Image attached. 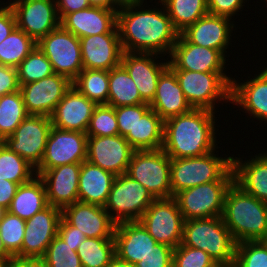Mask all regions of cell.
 Instances as JSON below:
<instances>
[{
  "label": "cell",
  "mask_w": 267,
  "mask_h": 267,
  "mask_svg": "<svg viewBox=\"0 0 267 267\" xmlns=\"http://www.w3.org/2000/svg\"><path fill=\"white\" fill-rule=\"evenodd\" d=\"M144 2L122 3L117 12L122 50L170 55L180 33L174 28L162 3L161 8H156V5L153 9H145Z\"/></svg>",
  "instance_id": "obj_1"
},
{
  "label": "cell",
  "mask_w": 267,
  "mask_h": 267,
  "mask_svg": "<svg viewBox=\"0 0 267 267\" xmlns=\"http://www.w3.org/2000/svg\"><path fill=\"white\" fill-rule=\"evenodd\" d=\"M215 113L193 108L164 120L162 150L174 159L199 157L217 150Z\"/></svg>",
  "instance_id": "obj_2"
},
{
  "label": "cell",
  "mask_w": 267,
  "mask_h": 267,
  "mask_svg": "<svg viewBox=\"0 0 267 267\" xmlns=\"http://www.w3.org/2000/svg\"><path fill=\"white\" fill-rule=\"evenodd\" d=\"M221 217L236 244L260 241L267 234V203L248 194L235 182L225 195Z\"/></svg>",
  "instance_id": "obj_3"
},
{
  "label": "cell",
  "mask_w": 267,
  "mask_h": 267,
  "mask_svg": "<svg viewBox=\"0 0 267 267\" xmlns=\"http://www.w3.org/2000/svg\"><path fill=\"white\" fill-rule=\"evenodd\" d=\"M212 151L190 158H171L172 197L178 192L213 181H234L232 156L221 157Z\"/></svg>",
  "instance_id": "obj_4"
},
{
  "label": "cell",
  "mask_w": 267,
  "mask_h": 267,
  "mask_svg": "<svg viewBox=\"0 0 267 267\" xmlns=\"http://www.w3.org/2000/svg\"><path fill=\"white\" fill-rule=\"evenodd\" d=\"M181 244L201 249L215 262H234L236 242L221 216L184 222Z\"/></svg>",
  "instance_id": "obj_5"
},
{
  "label": "cell",
  "mask_w": 267,
  "mask_h": 267,
  "mask_svg": "<svg viewBox=\"0 0 267 267\" xmlns=\"http://www.w3.org/2000/svg\"><path fill=\"white\" fill-rule=\"evenodd\" d=\"M172 71L192 108L216 112L217 103L231 102L233 78L226 72Z\"/></svg>",
  "instance_id": "obj_6"
},
{
  "label": "cell",
  "mask_w": 267,
  "mask_h": 267,
  "mask_svg": "<svg viewBox=\"0 0 267 267\" xmlns=\"http://www.w3.org/2000/svg\"><path fill=\"white\" fill-rule=\"evenodd\" d=\"M170 167L171 158L162 149L134 151L126 174L155 199L171 198Z\"/></svg>",
  "instance_id": "obj_7"
},
{
  "label": "cell",
  "mask_w": 267,
  "mask_h": 267,
  "mask_svg": "<svg viewBox=\"0 0 267 267\" xmlns=\"http://www.w3.org/2000/svg\"><path fill=\"white\" fill-rule=\"evenodd\" d=\"M154 200L142 184L125 173L116 176L104 209L116 223L138 221Z\"/></svg>",
  "instance_id": "obj_8"
},
{
  "label": "cell",
  "mask_w": 267,
  "mask_h": 267,
  "mask_svg": "<svg viewBox=\"0 0 267 267\" xmlns=\"http://www.w3.org/2000/svg\"><path fill=\"white\" fill-rule=\"evenodd\" d=\"M234 181H213L178 192L176 199L184 220L222 216L225 195Z\"/></svg>",
  "instance_id": "obj_9"
},
{
  "label": "cell",
  "mask_w": 267,
  "mask_h": 267,
  "mask_svg": "<svg viewBox=\"0 0 267 267\" xmlns=\"http://www.w3.org/2000/svg\"><path fill=\"white\" fill-rule=\"evenodd\" d=\"M57 74L73 81L83 70L80 39L61 25L37 42Z\"/></svg>",
  "instance_id": "obj_10"
},
{
  "label": "cell",
  "mask_w": 267,
  "mask_h": 267,
  "mask_svg": "<svg viewBox=\"0 0 267 267\" xmlns=\"http://www.w3.org/2000/svg\"><path fill=\"white\" fill-rule=\"evenodd\" d=\"M158 243L181 244L184 218L174 197L155 199L138 220Z\"/></svg>",
  "instance_id": "obj_11"
},
{
  "label": "cell",
  "mask_w": 267,
  "mask_h": 267,
  "mask_svg": "<svg viewBox=\"0 0 267 267\" xmlns=\"http://www.w3.org/2000/svg\"><path fill=\"white\" fill-rule=\"evenodd\" d=\"M51 128L49 116L28 115L2 142L36 168L43 158Z\"/></svg>",
  "instance_id": "obj_12"
},
{
  "label": "cell",
  "mask_w": 267,
  "mask_h": 267,
  "mask_svg": "<svg viewBox=\"0 0 267 267\" xmlns=\"http://www.w3.org/2000/svg\"><path fill=\"white\" fill-rule=\"evenodd\" d=\"M6 3L13 10L16 27L36 43L60 26L56 0H12Z\"/></svg>",
  "instance_id": "obj_13"
},
{
  "label": "cell",
  "mask_w": 267,
  "mask_h": 267,
  "mask_svg": "<svg viewBox=\"0 0 267 267\" xmlns=\"http://www.w3.org/2000/svg\"><path fill=\"white\" fill-rule=\"evenodd\" d=\"M86 133L51 128L44 155L36 171H46L57 166L82 163L87 157Z\"/></svg>",
  "instance_id": "obj_14"
},
{
  "label": "cell",
  "mask_w": 267,
  "mask_h": 267,
  "mask_svg": "<svg viewBox=\"0 0 267 267\" xmlns=\"http://www.w3.org/2000/svg\"><path fill=\"white\" fill-rule=\"evenodd\" d=\"M72 81L54 73L38 81L20 85L28 115L51 116L56 105L71 88Z\"/></svg>",
  "instance_id": "obj_15"
},
{
  "label": "cell",
  "mask_w": 267,
  "mask_h": 267,
  "mask_svg": "<svg viewBox=\"0 0 267 267\" xmlns=\"http://www.w3.org/2000/svg\"><path fill=\"white\" fill-rule=\"evenodd\" d=\"M167 57L171 70L225 72L228 69V59L219 50L190 43L181 33Z\"/></svg>",
  "instance_id": "obj_16"
},
{
  "label": "cell",
  "mask_w": 267,
  "mask_h": 267,
  "mask_svg": "<svg viewBox=\"0 0 267 267\" xmlns=\"http://www.w3.org/2000/svg\"><path fill=\"white\" fill-rule=\"evenodd\" d=\"M134 151L121 135L88 136L86 160L117 176L127 172Z\"/></svg>",
  "instance_id": "obj_17"
},
{
  "label": "cell",
  "mask_w": 267,
  "mask_h": 267,
  "mask_svg": "<svg viewBox=\"0 0 267 267\" xmlns=\"http://www.w3.org/2000/svg\"><path fill=\"white\" fill-rule=\"evenodd\" d=\"M62 209L48 205L26 220L22 258H42L58 233Z\"/></svg>",
  "instance_id": "obj_18"
},
{
  "label": "cell",
  "mask_w": 267,
  "mask_h": 267,
  "mask_svg": "<svg viewBox=\"0 0 267 267\" xmlns=\"http://www.w3.org/2000/svg\"><path fill=\"white\" fill-rule=\"evenodd\" d=\"M156 56L163 58L154 53L124 51L121 56V65L135 82L141 98L148 104L154 99L159 76L169 65V61L160 62Z\"/></svg>",
  "instance_id": "obj_19"
},
{
  "label": "cell",
  "mask_w": 267,
  "mask_h": 267,
  "mask_svg": "<svg viewBox=\"0 0 267 267\" xmlns=\"http://www.w3.org/2000/svg\"><path fill=\"white\" fill-rule=\"evenodd\" d=\"M62 217L87 238H114L117 223L104 206L77 201L62 209Z\"/></svg>",
  "instance_id": "obj_20"
},
{
  "label": "cell",
  "mask_w": 267,
  "mask_h": 267,
  "mask_svg": "<svg viewBox=\"0 0 267 267\" xmlns=\"http://www.w3.org/2000/svg\"><path fill=\"white\" fill-rule=\"evenodd\" d=\"M233 19L207 13L194 24L189 25L181 34L197 46L219 50L227 57L226 49L232 42Z\"/></svg>",
  "instance_id": "obj_21"
},
{
  "label": "cell",
  "mask_w": 267,
  "mask_h": 267,
  "mask_svg": "<svg viewBox=\"0 0 267 267\" xmlns=\"http://www.w3.org/2000/svg\"><path fill=\"white\" fill-rule=\"evenodd\" d=\"M80 169L81 163H73L36 171L44 182L48 205L63 209L78 201Z\"/></svg>",
  "instance_id": "obj_22"
},
{
  "label": "cell",
  "mask_w": 267,
  "mask_h": 267,
  "mask_svg": "<svg viewBox=\"0 0 267 267\" xmlns=\"http://www.w3.org/2000/svg\"><path fill=\"white\" fill-rule=\"evenodd\" d=\"M96 106L72 85L50 116L52 126L86 133Z\"/></svg>",
  "instance_id": "obj_23"
},
{
  "label": "cell",
  "mask_w": 267,
  "mask_h": 267,
  "mask_svg": "<svg viewBox=\"0 0 267 267\" xmlns=\"http://www.w3.org/2000/svg\"><path fill=\"white\" fill-rule=\"evenodd\" d=\"M79 39L83 69L110 71L121 64L123 50L119 33H104Z\"/></svg>",
  "instance_id": "obj_24"
},
{
  "label": "cell",
  "mask_w": 267,
  "mask_h": 267,
  "mask_svg": "<svg viewBox=\"0 0 267 267\" xmlns=\"http://www.w3.org/2000/svg\"><path fill=\"white\" fill-rule=\"evenodd\" d=\"M262 69L246 82L232 79L230 103L241 107L251 119L267 123V67Z\"/></svg>",
  "instance_id": "obj_25"
},
{
  "label": "cell",
  "mask_w": 267,
  "mask_h": 267,
  "mask_svg": "<svg viewBox=\"0 0 267 267\" xmlns=\"http://www.w3.org/2000/svg\"><path fill=\"white\" fill-rule=\"evenodd\" d=\"M117 12L118 10L90 6L67 14L60 21V25L78 38L118 33Z\"/></svg>",
  "instance_id": "obj_26"
},
{
  "label": "cell",
  "mask_w": 267,
  "mask_h": 267,
  "mask_svg": "<svg viewBox=\"0 0 267 267\" xmlns=\"http://www.w3.org/2000/svg\"><path fill=\"white\" fill-rule=\"evenodd\" d=\"M114 240L116 256L134 266L158 243L139 221L117 223Z\"/></svg>",
  "instance_id": "obj_27"
},
{
  "label": "cell",
  "mask_w": 267,
  "mask_h": 267,
  "mask_svg": "<svg viewBox=\"0 0 267 267\" xmlns=\"http://www.w3.org/2000/svg\"><path fill=\"white\" fill-rule=\"evenodd\" d=\"M149 106L163 120L193 109L183 94L175 73L169 67L159 76L154 99Z\"/></svg>",
  "instance_id": "obj_28"
},
{
  "label": "cell",
  "mask_w": 267,
  "mask_h": 267,
  "mask_svg": "<svg viewBox=\"0 0 267 267\" xmlns=\"http://www.w3.org/2000/svg\"><path fill=\"white\" fill-rule=\"evenodd\" d=\"M249 160L232 157L234 182L245 192L267 203V151Z\"/></svg>",
  "instance_id": "obj_29"
},
{
  "label": "cell",
  "mask_w": 267,
  "mask_h": 267,
  "mask_svg": "<svg viewBox=\"0 0 267 267\" xmlns=\"http://www.w3.org/2000/svg\"><path fill=\"white\" fill-rule=\"evenodd\" d=\"M116 175L85 160L81 163L78 201L104 206Z\"/></svg>",
  "instance_id": "obj_30"
},
{
  "label": "cell",
  "mask_w": 267,
  "mask_h": 267,
  "mask_svg": "<svg viewBox=\"0 0 267 267\" xmlns=\"http://www.w3.org/2000/svg\"><path fill=\"white\" fill-rule=\"evenodd\" d=\"M47 206L44 182L36 175L31 181L18 186L7 211L26 221Z\"/></svg>",
  "instance_id": "obj_31"
},
{
  "label": "cell",
  "mask_w": 267,
  "mask_h": 267,
  "mask_svg": "<svg viewBox=\"0 0 267 267\" xmlns=\"http://www.w3.org/2000/svg\"><path fill=\"white\" fill-rule=\"evenodd\" d=\"M163 131L164 120L150 108L138 118L133 131L125 139L135 151L159 150L163 146Z\"/></svg>",
  "instance_id": "obj_32"
},
{
  "label": "cell",
  "mask_w": 267,
  "mask_h": 267,
  "mask_svg": "<svg viewBox=\"0 0 267 267\" xmlns=\"http://www.w3.org/2000/svg\"><path fill=\"white\" fill-rule=\"evenodd\" d=\"M146 103L130 77L127 70L120 64L109 71V94L107 105L113 107Z\"/></svg>",
  "instance_id": "obj_33"
},
{
  "label": "cell",
  "mask_w": 267,
  "mask_h": 267,
  "mask_svg": "<svg viewBox=\"0 0 267 267\" xmlns=\"http://www.w3.org/2000/svg\"><path fill=\"white\" fill-rule=\"evenodd\" d=\"M169 15L174 28L181 33L208 13L207 0H158Z\"/></svg>",
  "instance_id": "obj_34"
},
{
  "label": "cell",
  "mask_w": 267,
  "mask_h": 267,
  "mask_svg": "<svg viewBox=\"0 0 267 267\" xmlns=\"http://www.w3.org/2000/svg\"><path fill=\"white\" fill-rule=\"evenodd\" d=\"M72 85L97 105L107 104L109 94V71L83 69Z\"/></svg>",
  "instance_id": "obj_35"
},
{
  "label": "cell",
  "mask_w": 267,
  "mask_h": 267,
  "mask_svg": "<svg viewBox=\"0 0 267 267\" xmlns=\"http://www.w3.org/2000/svg\"><path fill=\"white\" fill-rule=\"evenodd\" d=\"M82 267H106L116 256L114 238H85L76 250Z\"/></svg>",
  "instance_id": "obj_36"
},
{
  "label": "cell",
  "mask_w": 267,
  "mask_h": 267,
  "mask_svg": "<svg viewBox=\"0 0 267 267\" xmlns=\"http://www.w3.org/2000/svg\"><path fill=\"white\" fill-rule=\"evenodd\" d=\"M37 43L24 31L15 27L0 43V64L17 68Z\"/></svg>",
  "instance_id": "obj_37"
},
{
  "label": "cell",
  "mask_w": 267,
  "mask_h": 267,
  "mask_svg": "<svg viewBox=\"0 0 267 267\" xmlns=\"http://www.w3.org/2000/svg\"><path fill=\"white\" fill-rule=\"evenodd\" d=\"M36 175L34 166L0 142V179L21 185L31 181Z\"/></svg>",
  "instance_id": "obj_38"
},
{
  "label": "cell",
  "mask_w": 267,
  "mask_h": 267,
  "mask_svg": "<svg viewBox=\"0 0 267 267\" xmlns=\"http://www.w3.org/2000/svg\"><path fill=\"white\" fill-rule=\"evenodd\" d=\"M27 116L20 90L0 96V142L11 136Z\"/></svg>",
  "instance_id": "obj_39"
},
{
  "label": "cell",
  "mask_w": 267,
  "mask_h": 267,
  "mask_svg": "<svg viewBox=\"0 0 267 267\" xmlns=\"http://www.w3.org/2000/svg\"><path fill=\"white\" fill-rule=\"evenodd\" d=\"M18 81L21 84L38 81L54 74L52 64L45 54L36 47L17 67Z\"/></svg>",
  "instance_id": "obj_40"
},
{
  "label": "cell",
  "mask_w": 267,
  "mask_h": 267,
  "mask_svg": "<svg viewBox=\"0 0 267 267\" xmlns=\"http://www.w3.org/2000/svg\"><path fill=\"white\" fill-rule=\"evenodd\" d=\"M25 228V220L9 213L7 210L3 213L0 220V236L6 249L15 258H22V243Z\"/></svg>",
  "instance_id": "obj_41"
},
{
  "label": "cell",
  "mask_w": 267,
  "mask_h": 267,
  "mask_svg": "<svg viewBox=\"0 0 267 267\" xmlns=\"http://www.w3.org/2000/svg\"><path fill=\"white\" fill-rule=\"evenodd\" d=\"M41 259L48 267H82L77 252L58 235L51 241Z\"/></svg>",
  "instance_id": "obj_42"
},
{
  "label": "cell",
  "mask_w": 267,
  "mask_h": 267,
  "mask_svg": "<svg viewBox=\"0 0 267 267\" xmlns=\"http://www.w3.org/2000/svg\"><path fill=\"white\" fill-rule=\"evenodd\" d=\"M87 136L119 135L115 108L107 104L97 105L86 132Z\"/></svg>",
  "instance_id": "obj_43"
},
{
  "label": "cell",
  "mask_w": 267,
  "mask_h": 267,
  "mask_svg": "<svg viewBox=\"0 0 267 267\" xmlns=\"http://www.w3.org/2000/svg\"><path fill=\"white\" fill-rule=\"evenodd\" d=\"M235 267H267V249L260 241L236 244Z\"/></svg>",
  "instance_id": "obj_44"
},
{
  "label": "cell",
  "mask_w": 267,
  "mask_h": 267,
  "mask_svg": "<svg viewBox=\"0 0 267 267\" xmlns=\"http://www.w3.org/2000/svg\"><path fill=\"white\" fill-rule=\"evenodd\" d=\"M215 263L214 259L201 249L180 244L173 250L172 267H211Z\"/></svg>",
  "instance_id": "obj_45"
},
{
  "label": "cell",
  "mask_w": 267,
  "mask_h": 267,
  "mask_svg": "<svg viewBox=\"0 0 267 267\" xmlns=\"http://www.w3.org/2000/svg\"><path fill=\"white\" fill-rule=\"evenodd\" d=\"M114 108L117 117L119 135L126 137L130 131H133L138 118H141L150 109V106L148 103H142Z\"/></svg>",
  "instance_id": "obj_46"
},
{
  "label": "cell",
  "mask_w": 267,
  "mask_h": 267,
  "mask_svg": "<svg viewBox=\"0 0 267 267\" xmlns=\"http://www.w3.org/2000/svg\"><path fill=\"white\" fill-rule=\"evenodd\" d=\"M174 248L157 243L135 267H172Z\"/></svg>",
  "instance_id": "obj_47"
},
{
  "label": "cell",
  "mask_w": 267,
  "mask_h": 267,
  "mask_svg": "<svg viewBox=\"0 0 267 267\" xmlns=\"http://www.w3.org/2000/svg\"><path fill=\"white\" fill-rule=\"evenodd\" d=\"M247 0H207L208 13L232 19L237 13L242 12Z\"/></svg>",
  "instance_id": "obj_48"
},
{
  "label": "cell",
  "mask_w": 267,
  "mask_h": 267,
  "mask_svg": "<svg viewBox=\"0 0 267 267\" xmlns=\"http://www.w3.org/2000/svg\"><path fill=\"white\" fill-rule=\"evenodd\" d=\"M20 90L17 68L0 64V96Z\"/></svg>",
  "instance_id": "obj_49"
},
{
  "label": "cell",
  "mask_w": 267,
  "mask_h": 267,
  "mask_svg": "<svg viewBox=\"0 0 267 267\" xmlns=\"http://www.w3.org/2000/svg\"><path fill=\"white\" fill-rule=\"evenodd\" d=\"M57 235L76 251L79 245L86 238L85 234L78 228L71 226L63 217L58 225Z\"/></svg>",
  "instance_id": "obj_50"
},
{
  "label": "cell",
  "mask_w": 267,
  "mask_h": 267,
  "mask_svg": "<svg viewBox=\"0 0 267 267\" xmlns=\"http://www.w3.org/2000/svg\"><path fill=\"white\" fill-rule=\"evenodd\" d=\"M2 5V6H1ZM16 27V19L9 4H0V43L9 36Z\"/></svg>",
  "instance_id": "obj_51"
},
{
  "label": "cell",
  "mask_w": 267,
  "mask_h": 267,
  "mask_svg": "<svg viewBox=\"0 0 267 267\" xmlns=\"http://www.w3.org/2000/svg\"><path fill=\"white\" fill-rule=\"evenodd\" d=\"M57 13L60 21L69 13L90 7L88 0H56Z\"/></svg>",
  "instance_id": "obj_52"
},
{
  "label": "cell",
  "mask_w": 267,
  "mask_h": 267,
  "mask_svg": "<svg viewBox=\"0 0 267 267\" xmlns=\"http://www.w3.org/2000/svg\"><path fill=\"white\" fill-rule=\"evenodd\" d=\"M18 186L17 183L0 179V207L5 211L9 208Z\"/></svg>",
  "instance_id": "obj_53"
},
{
  "label": "cell",
  "mask_w": 267,
  "mask_h": 267,
  "mask_svg": "<svg viewBox=\"0 0 267 267\" xmlns=\"http://www.w3.org/2000/svg\"><path fill=\"white\" fill-rule=\"evenodd\" d=\"M8 267H48L41 258H14Z\"/></svg>",
  "instance_id": "obj_54"
},
{
  "label": "cell",
  "mask_w": 267,
  "mask_h": 267,
  "mask_svg": "<svg viewBox=\"0 0 267 267\" xmlns=\"http://www.w3.org/2000/svg\"><path fill=\"white\" fill-rule=\"evenodd\" d=\"M93 7H102L109 10H119L122 3L119 0H88Z\"/></svg>",
  "instance_id": "obj_55"
},
{
  "label": "cell",
  "mask_w": 267,
  "mask_h": 267,
  "mask_svg": "<svg viewBox=\"0 0 267 267\" xmlns=\"http://www.w3.org/2000/svg\"><path fill=\"white\" fill-rule=\"evenodd\" d=\"M14 256L6 249L3 240L0 236V262L5 266L8 267L10 263L14 260Z\"/></svg>",
  "instance_id": "obj_56"
},
{
  "label": "cell",
  "mask_w": 267,
  "mask_h": 267,
  "mask_svg": "<svg viewBox=\"0 0 267 267\" xmlns=\"http://www.w3.org/2000/svg\"><path fill=\"white\" fill-rule=\"evenodd\" d=\"M106 267H135V266L128 262L122 261L117 256H115L111 260L110 264Z\"/></svg>",
  "instance_id": "obj_57"
},
{
  "label": "cell",
  "mask_w": 267,
  "mask_h": 267,
  "mask_svg": "<svg viewBox=\"0 0 267 267\" xmlns=\"http://www.w3.org/2000/svg\"><path fill=\"white\" fill-rule=\"evenodd\" d=\"M211 267H235V262H216Z\"/></svg>",
  "instance_id": "obj_58"
},
{
  "label": "cell",
  "mask_w": 267,
  "mask_h": 267,
  "mask_svg": "<svg viewBox=\"0 0 267 267\" xmlns=\"http://www.w3.org/2000/svg\"><path fill=\"white\" fill-rule=\"evenodd\" d=\"M260 242L264 245V247L267 249V234L260 240Z\"/></svg>",
  "instance_id": "obj_59"
},
{
  "label": "cell",
  "mask_w": 267,
  "mask_h": 267,
  "mask_svg": "<svg viewBox=\"0 0 267 267\" xmlns=\"http://www.w3.org/2000/svg\"><path fill=\"white\" fill-rule=\"evenodd\" d=\"M121 3H128V2H137V1H143V0H119Z\"/></svg>",
  "instance_id": "obj_60"
},
{
  "label": "cell",
  "mask_w": 267,
  "mask_h": 267,
  "mask_svg": "<svg viewBox=\"0 0 267 267\" xmlns=\"http://www.w3.org/2000/svg\"><path fill=\"white\" fill-rule=\"evenodd\" d=\"M4 212H5V210H4L3 208L0 207V220H1L2 215H3Z\"/></svg>",
  "instance_id": "obj_61"
}]
</instances>
